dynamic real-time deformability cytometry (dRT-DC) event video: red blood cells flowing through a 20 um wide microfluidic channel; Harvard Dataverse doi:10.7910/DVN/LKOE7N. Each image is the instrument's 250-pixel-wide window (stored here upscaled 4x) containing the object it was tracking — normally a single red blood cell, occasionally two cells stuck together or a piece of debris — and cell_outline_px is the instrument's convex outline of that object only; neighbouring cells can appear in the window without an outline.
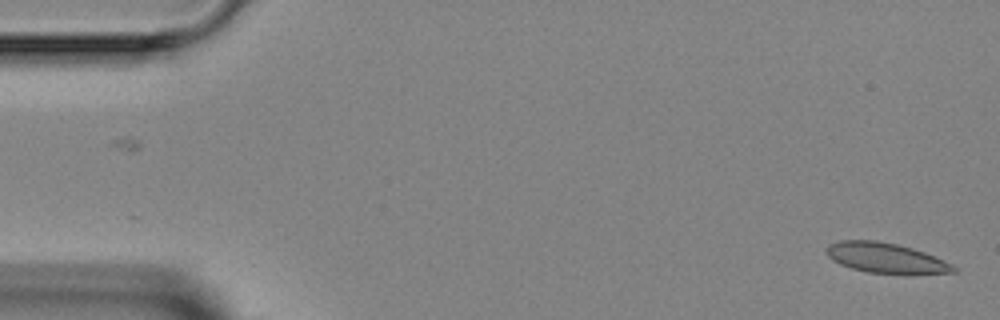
{"species": "Egyptian fruit bat (a non-hibernating species)", "species_latin": "Rousettus aegyptiacus", "temperature_condition": "room temperature", "stored_images_in_passage": 2, "camera_frame_rate_fps": 3000, "um_per_image_px": 0.085, "animal": {"sex": "female"}, "frame": {"image": 1, "passage_image": 2, "time_ms": 1.333, "image_size_px": [1000, 320], "cell_outline_px": [[960, 268], [956, 272], [868, 272], [852, 268], [840, 264], [832, 260], [824, 252], [828, 244], [840, 240], [876, 240], [896, 244], [912, 248], [924, 252], [944, 260]], "centroid_in_image_um": [75.23, 21.89], "position_along_channel_um": 9.8, "area_um2": 21.79}}